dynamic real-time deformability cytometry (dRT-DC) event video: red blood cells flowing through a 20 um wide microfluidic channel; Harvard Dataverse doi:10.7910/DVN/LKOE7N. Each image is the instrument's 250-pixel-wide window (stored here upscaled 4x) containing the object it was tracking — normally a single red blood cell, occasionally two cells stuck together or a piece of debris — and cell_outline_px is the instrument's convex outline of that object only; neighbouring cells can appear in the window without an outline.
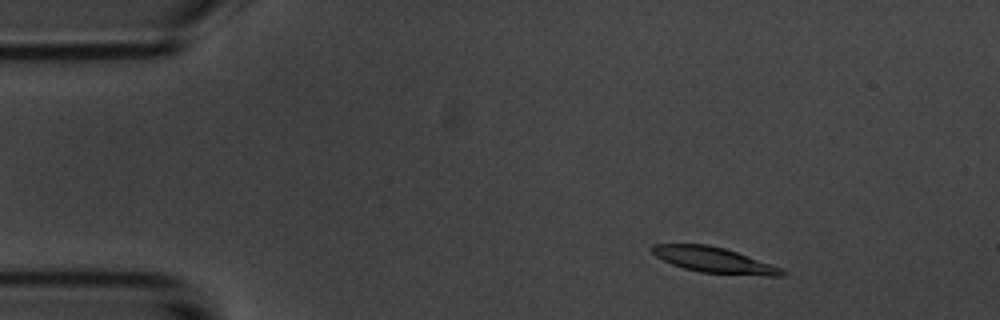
{"species": "common noctule bat (a hibernating species)", "species_latin": "Nyctalus noctula", "temperature_condition": "room temperature", "stored_images_in_passage": 50, "camera_frame_rate_fps": 3000, "um_per_image_px": 0.085, "animal": {"sex": "male", "body_mass_g": 20.1, "forearm_length_mm": 53.5}, "frame": {"image": 1, "passage_image": 3, "time_ms": 0.667, "image_size_px": [1000, 320], "cell_outline_px": [[788, 272], [784, 276], [768, 276], [700, 272], [684, 268], [672, 264], [656, 256], [652, 252], [652, 244], [708, 244], [724, 248], [784, 268]], "centroid_in_image_um": [60.75, 22.11], "position_along_channel_um": 24.2, "area_um2": 19.31}}
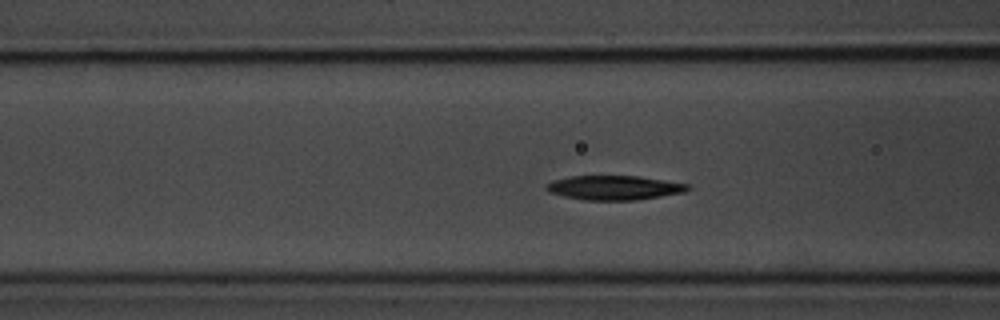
{"frame": {"image": 2, "passage_image": 16, "time_ms": 5.0, "image_size_px": [1000, 320], "cell_outline_px": [[692, 188], [684, 192], [636, 200], [584, 200], [564, 196], [548, 192], [544, 188], [544, 184], [552, 180], [568, 176], [640, 176], [688, 184]], "centroid_in_image_um": [52.15, 15.95], "position_along_channel_um": 114.4, "area_um2": 20.17}}
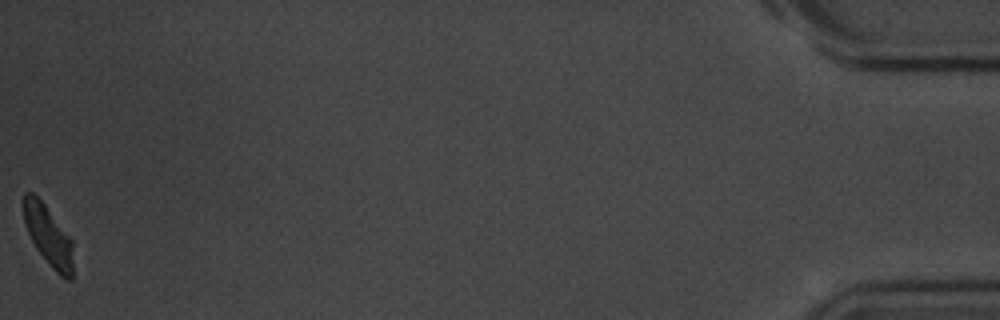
{"frame": {"image": 3, "passage_image": 50, "time_ms": 16.333, "image_size_px": [1000, 320], "cell_outline_px": [[72, 280], [64, 280], [48, 264], [36, 248], [24, 224], [24, 192], [32, 192], [44, 204], [72, 240]], "centroid_in_image_um": [4.11, 20.07], "position_along_channel_um": 431.1, "area_um2": 17.11}, "authors_computed_cell_mechanics": {"area_um2": 19.9699, "velocity_mm_per_s": 3.6567, "shape_relaxation_time_tau1_ms": 3.3702, "shape_relaxation_time_tau2_ms": null, "deformation_change_tau1": 0.1507, "deformation_change_tau2": null}}